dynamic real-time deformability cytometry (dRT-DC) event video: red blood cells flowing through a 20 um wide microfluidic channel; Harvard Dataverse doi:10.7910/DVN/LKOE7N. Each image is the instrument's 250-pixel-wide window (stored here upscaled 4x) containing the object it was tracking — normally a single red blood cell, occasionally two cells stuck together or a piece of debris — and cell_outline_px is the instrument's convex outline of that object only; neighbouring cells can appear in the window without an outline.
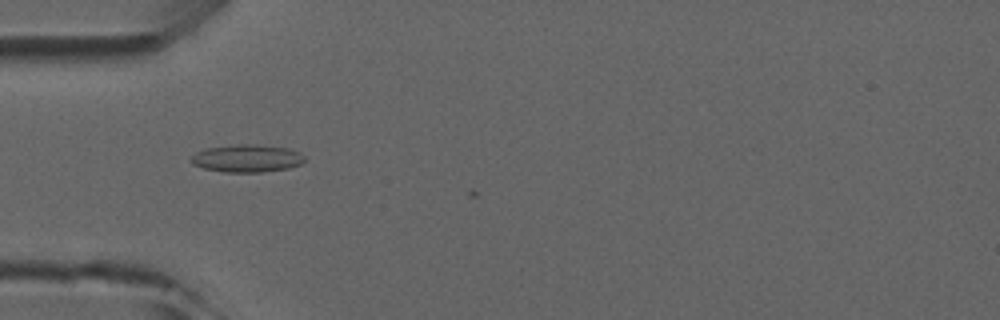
{"species": "common noctule bat (a hibernating species)", "species_latin": "Nyctalus noctula", "temperature_condition": "room temperature", "stored_images_in_passage": 9, "camera_frame_rate_fps": 3000, "um_per_image_px": 0.085, "animal": {"sex": "male", "forearm_length_mm": 52.5}, "frame": {"image": 1, "passage_image": 5, "time_ms": 4.667, "image_size_px": [1000, 320], "cell_outline_px": [[304, 160], [300, 164], [288, 168], [260, 172], [224, 172], [204, 168], [192, 164], [192, 156], [196, 152], [208, 148], [236, 144], [252, 144], [288, 148], [300, 152], [304, 156]], "centroid_in_image_um": [21.0, 13.46], "position_along_channel_um": 64.0, "area_um2": 18.09}}
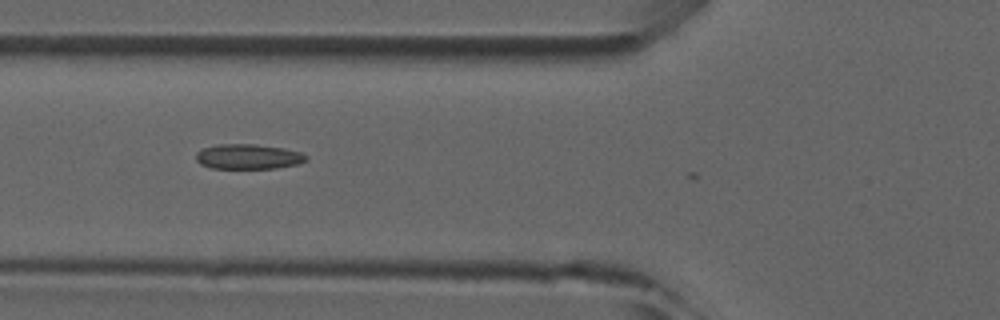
{"frame": {"image": 2, "passage_image": 6, "time_ms": 5.667, "image_size_px": [1000, 320], "cell_outline_px": [[308, 160], [296, 164], [276, 168], [212, 168], [200, 164], [196, 160], [196, 152], [200, 148], [216, 144], [256, 144], [284, 148], [300, 152], [308, 156]], "centroid_in_image_um": [21.07, 13.3], "position_along_channel_um": 104.7, "area_um2": 16.18}}
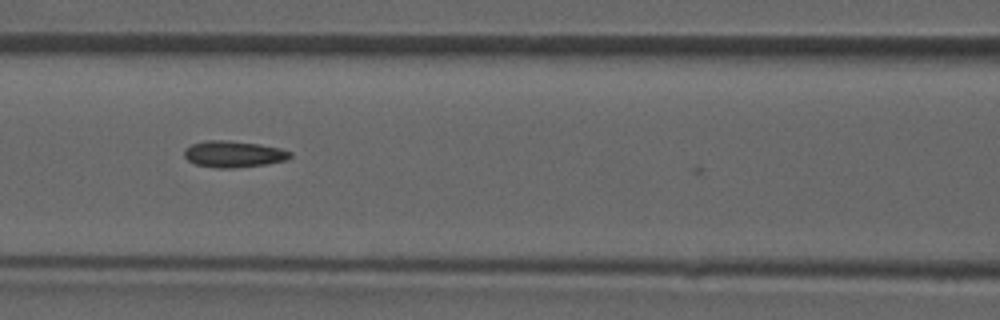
{"frame": {"image": 3, "passage_image": 7, "time_ms": 6.667, "image_size_px": [1000, 320], "cell_outline_px": [[292, 156], [284, 160], [264, 164], [232, 168], [216, 168], [196, 164], [188, 160], [184, 156], [184, 148], [192, 144], [204, 140], [228, 140], [260, 144], [280, 148], [292, 152]], "centroid_in_image_um": [19.82, 13.08], "position_along_channel_um": 146.8, "area_um2": 16.3}}